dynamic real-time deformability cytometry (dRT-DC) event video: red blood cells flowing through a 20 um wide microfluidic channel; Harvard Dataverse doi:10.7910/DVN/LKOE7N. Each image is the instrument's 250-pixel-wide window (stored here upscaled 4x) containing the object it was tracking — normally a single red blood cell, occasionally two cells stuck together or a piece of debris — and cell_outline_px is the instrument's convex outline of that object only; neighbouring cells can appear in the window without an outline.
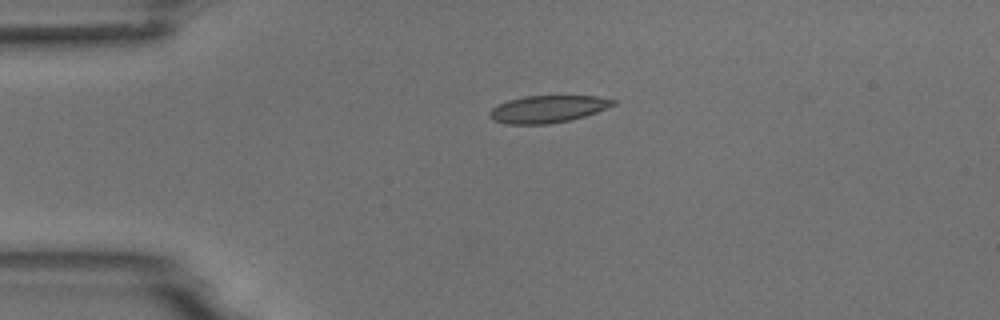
{"species": "common noctule bat (a hibernating species)", "species_latin": "Nyctalus noctula", "temperature_condition": "room temperature", "stored_images_in_passage": 1, "camera_frame_rate_fps": 3000, "um_per_image_px": 0.085, "animal": {"sex": "male", "body_mass_g": 18.8}, "frame": {"image": 1, "passage_image": 1, "time_ms": 0.0, "image_size_px": [1000, 320], "cell_outline_px": [[616, 104], [596, 112], [572, 120], [548, 124], [504, 124], [492, 120], [488, 116], [488, 112], [492, 108], [508, 100], [524, 96], [596, 96], [616, 100]], "centroid_in_image_um": [46.53, 9.28], "position_along_channel_um": 38.5, "area_um2": 19.65}}